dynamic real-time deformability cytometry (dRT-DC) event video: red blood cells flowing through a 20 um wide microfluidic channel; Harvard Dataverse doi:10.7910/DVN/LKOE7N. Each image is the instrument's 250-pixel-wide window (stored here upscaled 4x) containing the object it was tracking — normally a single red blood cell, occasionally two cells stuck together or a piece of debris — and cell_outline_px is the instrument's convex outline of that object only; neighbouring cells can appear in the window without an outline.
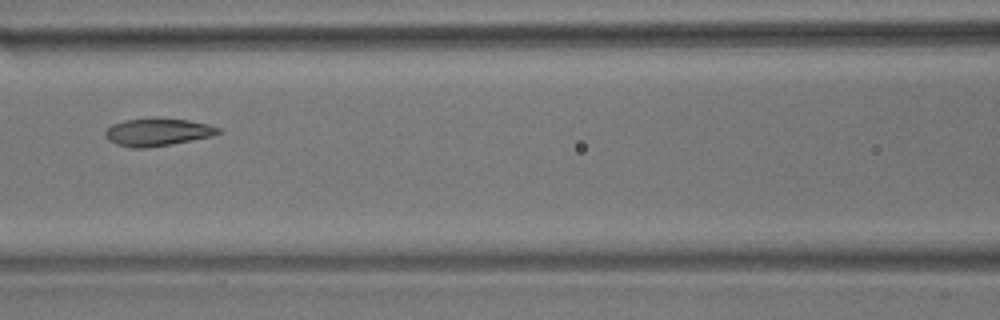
{"species": "common noctule bat (a hibernating species)", "species_latin": "Nyctalus noctula", "temperature_condition": "room temperature", "stored_images_in_passage": 7, "camera_frame_rate_fps": 3000, "um_per_image_px": 0.085, "animal": {"sex": "male", "body_mass_g": 17.9}, "frame": {"image": 1, "passage_image": 4, "time_ms": 1.0, "image_size_px": [1000, 320], "cell_outline_px": [[224, 132], [212, 136], [172, 144], [144, 148], [132, 148], [116, 144], [108, 140], [104, 136], [104, 132], [112, 124], [124, 120], [156, 116], [188, 120], [208, 124], [220, 128]], "centroid_in_image_um": [13.39, 11.2], "position_along_channel_um": 153.2, "area_um2": 18.67}}
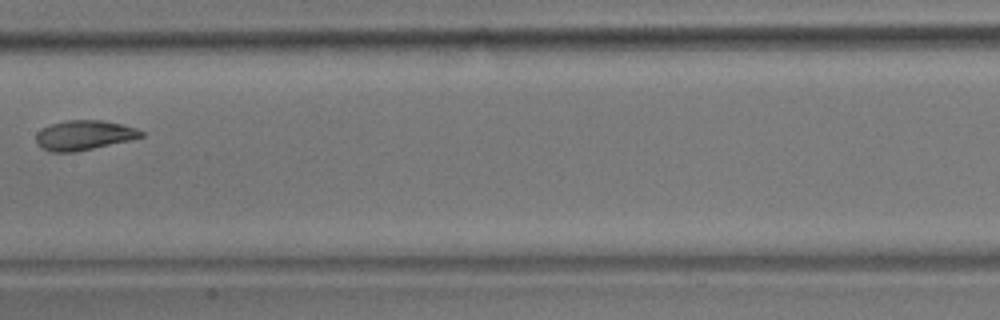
{"frame": {"image": 2, "passage_image": 5, "time_ms": 1.333, "image_size_px": [1000, 320], "cell_outline_px": [[144, 136], [132, 140], [76, 152], [52, 152], [36, 144], [36, 132], [40, 128], [64, 120], [100, 120], [120, 124], [136, 128], [144, 132]], "centroid_in_image_um": [7.13, 11.49], "position_along_channel_um": 200.3, "area_um2": 18.32}}